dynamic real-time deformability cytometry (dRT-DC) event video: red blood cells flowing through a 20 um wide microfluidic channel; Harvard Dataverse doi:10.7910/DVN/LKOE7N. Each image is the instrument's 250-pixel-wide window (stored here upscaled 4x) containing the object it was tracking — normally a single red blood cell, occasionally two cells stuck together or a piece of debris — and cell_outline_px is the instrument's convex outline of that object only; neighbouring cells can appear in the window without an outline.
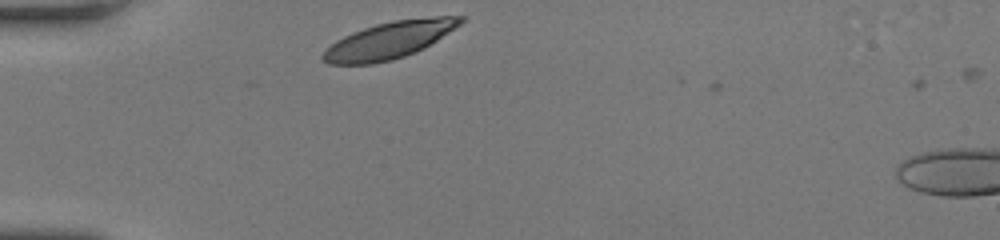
{"species": "human", "species_latin": "Homo sapiens", "temperature_condition": "room temperature", "stored_images_in_passage": 31, "camera_frame_rate_fps": 3000, "um_per_image_px": 0.085, "donor": {"sex": "female"}, "frame": {"image": 1, "passage_image": 1, "time_ms": 0.0, "image_size_px": [1000, 240], "cell_outline_px": [[468, 16], [460, 24], [424, 48], [416, 52], [392, 60], [372, 64], [328, 64], [320, 56], [336, 40], [352, 32], [376, 24], [392, 20], [432, 16]], "centroid_in_image_um": [33.1, 3.4], "position_along_channel_um": 51.9, "area_um2": 29.42}}
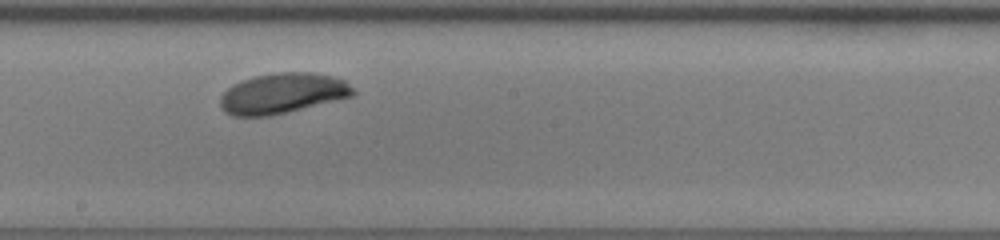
{"frame": {"image": 2, "passage_image": 17, "time_ms": 5.333, "image_size_px": [1000, 240], "cell_outline_px": [[356, 92], [352, 96], [268, 116], [232, 116], [224, 112], [220, 108], [220, 96], [228, 88], [244, 80], [256, 76], [280, 72], [312, 72], [332, 76], [344, 80], [356, 88]], "centroid_in_image_um": [24.02, 7.93], "position_along_channel_um": 224.2, "area_um2": 30.98}}
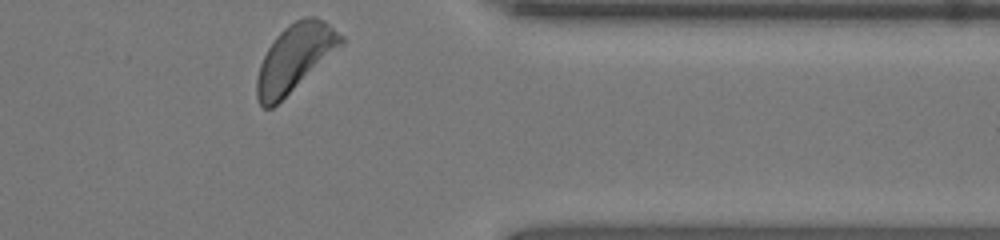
{"frame": {"image": 3, "passage_image": 31, "time_ms": 10.0, "image_size_px": [1000, 240], "cell_outline_px": [[344, 44], [272, 108], [264, 108], [260, 104], [256, 96], [256, 80], [260, 64], [268, 48], [276, 36], [288, 24], [304, 16], [316, 16], [324, 20], [344, 36]], "centroid_in_image_um": [25.07, 4.89], "position_along_channel_um": 386.3, "area_um2": 32.6}, "authors_computed_cell_mechanics": {"area_um2": 30.923, "velocity_mm_per_s": 3.6945, "shape_relaxation_time_tau1_ms": 3.6701, "shape_relaxation_time_tau2_ms": null, "deformation_change_tau1": 0.1561, "deformation_change_tau2": null}}